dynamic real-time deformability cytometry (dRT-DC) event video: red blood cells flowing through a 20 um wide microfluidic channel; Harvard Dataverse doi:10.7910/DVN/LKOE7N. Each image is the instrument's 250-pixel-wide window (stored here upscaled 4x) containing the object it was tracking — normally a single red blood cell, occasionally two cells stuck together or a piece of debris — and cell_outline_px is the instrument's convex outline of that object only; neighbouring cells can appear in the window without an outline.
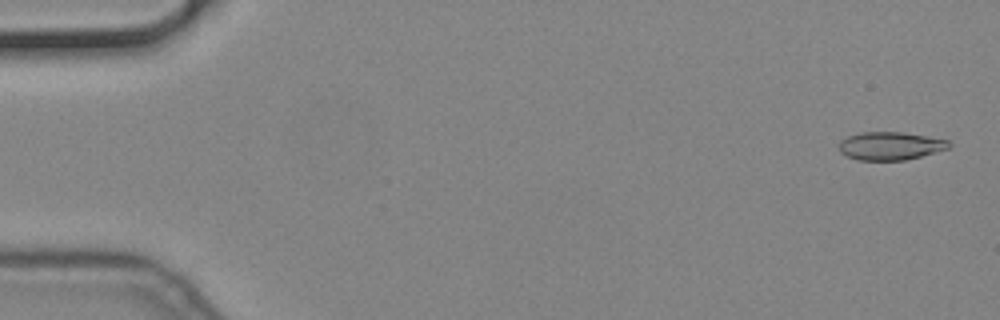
{"species": "common noctule bat (a hibernating species)", "species_latin": "Nyctalus noctula", "temperature_condition": "cold", "stored_images_in_passage": 56, "camera_frame_rate_fps": 3000, "um_per_image_px": 0.085, "animal": {"sex": "male", "body_mass_g": 19.2, "forearm_length_mm": 51.8}, "frame": {"image": 1, "passage_image": 2, "time_ms": 0.333, "image_size_px": [1000, 320], "cell_outline_px": [[952, 144], [948, 148], [920, 156], [904, 160], [856, 160], [840, 152], [840, 140], [848, 136], [860, 132], [904, 132], [948, 140]], "centroid_in_image_um": [75.66, 12.39], "position_along_channel_um": 9.3, "area_um2": 17.86}}
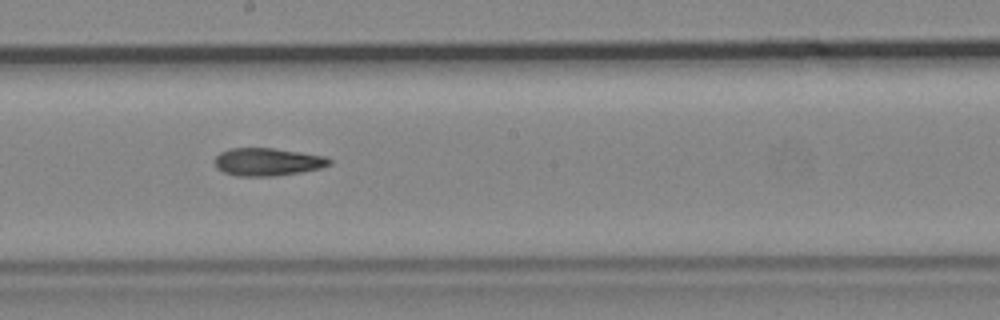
{"frame": {"image": 2, "passage_image": 31, "time_ms": 10.0, "image_size_px": [1000, 320], "cell_outline_px": [[332, 164], [320, 168], [300, 172], [276, 176], [236, 176], [224, 172], [216, 168], [216, 156], [220, 152], [232, 148], [272, 148], [300, 152], [324, 156], [332, 160]], "centroid_in_image_um": [22.75, 13.76], "position_along_channel_um": 225.5, "area_um2": 18.5}}
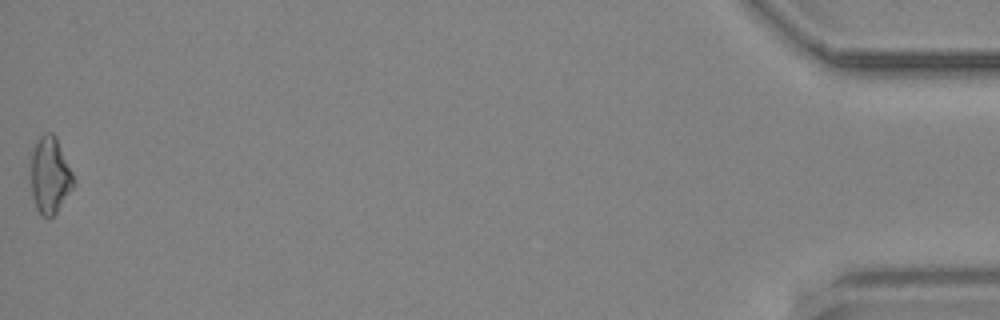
{"frame": {"image": 3, "passage_image": 56, "time_ms": 18.333, "image_size_px": [1000, 320], "cell_outline_px": [[76, 180], [72, 188], [56, 212], [48, 220], [36, 208], [32, 196], [28, 152], [40, 136], [44, 132], [52, 132], [56, 136]], "centroid_in_image_um": [4.2, 14.84], "position_along_channel_um": 431.0, "area_um2": 19.65}}